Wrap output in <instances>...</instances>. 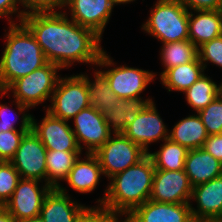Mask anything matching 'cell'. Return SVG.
I'll use <instances>...</instances> for the list:
<instances>
[{"mask_svg":"<svg viewBox=\"0 0 222 222\" xmlns=\"http://www.w3.org/2000/svg\"><path fill=\"white\" fill-rule=\"evenodd\" d=\"M202 148L222 163V133L208 135Z\"/></svg>","mask_w":222,"mask_h":222,"instance_id":"obj_39","label":"cell"},{"mask_svg":"<svg viewBox=\"0 0 222 222\" xmlns=\"http://www.w3.org/2000/svg\"><path fill=\"white\" fill-rule=\"evenodd\" d=\"M133 1H136V0H113V2L116 4V5H121V4H129Z\"/></svg>","mask_w":222,"mask_h":222,"instance_id":"obj_42","label":"cell"},{"mask_svg":"<svg viewBox=\"0 0 222 222\" xmlns=\"http://www.w3.org/2000/svg\"><path fill=\"white\" fill-rule=\"evenodd\" d=\"M12 112V113H11ZM15 112V113H14ZM12 110L6 103H0V132L10 131L17 129L14 127L15 122L18 120L17 112ZM12 114V116H11ZM14 114V116H13ZM16 115V117H15ZM14 117V119H13Z\"/></svg>","mask_w":222,"mask_h":222,"instance_id":"obj_38","label":"cell"},{"mask_svg":"<svg viewBox=\"0 0 222 222\" xmlns=\"http://www.w3.org/2000/svg\"><path fill=\"white\" fill-rule=\"evenodd\" d=\"M0 222H17V221L4 207L0 206Z\"/></svg>","mask_w":222,"mask_h":222,"instance_id":"obj_40","label":"cell"},{"mask_svg":"<svg viewBox=\"0 0 222 222\" xmlns=\"http://www.w3.org/2000/svg\"><path fill=\"white\" fill-rule=\"evenodd\" d=\"M66 0H21L24 16L31 13L62 12ZM62 9L57 11L56 9ZM28 9V10H27Z\"/></svg>","mask_w":222,"mask_h":222,"instance_id":"obj_34","label":"cell"},{"mask_svg":"<svg viewBox=\"0 0 222 222\" xmlns=\"http://www.w3.org/2000/svg\"><path fill=\"white\" fill-rule=\"evenodd\" d=\"M155 167L147 154L142 160L109 178L104 196L96 203L112 214L128 216L150 199Z\"/></svg>","mask_w":222,"mask_h":222,"instance_id":"obj_2","label":"cell"},{"mask_svg":"<svg viewBox=\"0 0 222 222\" xmlns=\"http://www.w3.org/2000/svg\"><path fill=\"white\" fill-rule=\"evenodd\" d=\"M82 151H46L47 178L46 184L51 188H59L60 181H65Z\"/></svg>","mask_w":222,"mask_h":222,"instance_id":"obj_25","label":"cell"},{"mask_svg":"<svg viewBox=\"0 0 222 222\" xmlns=\"http://www.w3.org/2000/svg\"><path fill=\"white\" fill-rule=\"evenodd\" d=\"M191 10H222V0H178Z\"/></svg>","mask_w":222,"mask_h":222,"instance_id":"obj_37","label":"cell"},{"mask_svg":"<svg viewBox=\"0 0 222 222\" xmlns=\"http://www.w3.org/2000/svg\"><path fill=\"white\" fill-rule=\"evenodd\" d=\"M191 200L197 203V209L190 203L194 221L222 220V175L194 186Z\"/></svg>","mask_w":222,"mask_h":222,"instance_id":"obj_17","label":"cell"},{"mask_svg":"<svg viewBox=\"0 0 222 222\" xmlns=\"http://www.w3.org/2000/svg\"><path fill=\"white\" fill-rule=\"evenodd\" d=\"M108 179L142 160L148 153L122 133H114L93 153Z\"/></svg>","mask_w":222,"mask_h":222,"instance_id":"obj_8","label":"cell"},{"mask_svg":"<svg viewBox=\"0 0 222 222\" xmlns=\"http://www.w3.org/2000/svg\"><path fill=\"white\" fill-rule=\"evenodd\" d=\"M122 134L140 145L147 153L150 151V144L160 140L163 142L169 138V130L159 115L154 101L136 116Z\"/></svg>","mask_w":222,"mask_h":222,"instance_id":"obj_13","label":"cell"},{"mask_svg":"<svg viewBox=\"0 0 222 222\" xmlns=\"http://www.w3.org/2000/svg\"><path fill=\"white\" fill-rule=\"evenodd\" d=\"M160 149L156 152H148L155 169L167 171L184 170L188 149L169 138L163 141Z\"/></svg>","mask_w":222,"mask_h":222,"instance_id":"obj_28","label":"cell"},{"mask_svg":"<svg viewBox=\"0 0 222 222\" xmlns=\"http://www.w3.org/2000/svg\"><path fill=\"white\" fill-rule=\"evenodd\" d=\"M189 40L198 48L222 35V10L189 11Z\"/></svg>","mask_w":222,"mask_h":222,"instance_id":"obj_19","label":"cell"},{"mask_svg":"<svg viewBox=\"0 0 222 222\" xmlns=\"http://www.w3.org/2000/svg\"><path fill=\"white\" fill-rule=\"evenodd\" d=\"M141 29L164 43L189 40V10L178 0H157Z\"/></svg>","mask_w":222,"mask_h":222,"instance_id":"obj_4","label":"cell"},{"mask_svg":"<svg viewBox=\"0 0 222 222\" xmlns=\"http://www.w3.org/2000/svg\"><path fill=\"white\" fill-rule=\"evenodd\" d=\"M113 59L103 50L96 66L110 68L100 71L106 76L110 88L121 99L141 97L148 84L154 81L156 73L149 70L129 67L128 65L114 66Z\"/></svg>","mask_w":222,"mask_h":222,"instance_id":"obj_6","label":"cell"},{"mask_svg":"<svg viewBox=\"0 0 222 222\" xmlns=\"http://www.w3.org/2000/svg\"><path fill=\"white\" fill-rule=\"evenodd\" d=\"M193 186L185 170L155 169L150 200L160 203H192Z\"/></svg>","mask_w":222,"mask_h":222,"instance_id":"obj_12","label":"cell"},{"mask_svg":"<svg viewBox=\"0 0 222 222\" xmlns=\"http://www.w3.org/2000/svg\"><path fill=\"white\" fill-rule=\"evenodd\" d=\"M183 93L187 104L198 113L220 94V85L204 73Z\"/></svg>","mask_w":222,"mask_h":222,"instance_id":"obj_30","label":"cell"},{"mask_svg":"<svg viewBox=\"0 0 222 222\" xmlns=\"http://www.w3.org/2000/svg\"><path fill=\"white\" fill-rule=\"evenodd\" d=\"M123 219L125 222H195L190 203H160L150 199Z\"/></svg>","mask_w":222,"mask_h":222,"instance_id":"obj_16","label":"cell"},{"mask_svg":"<svg viewBox=\"0 0 222 222\" xmlns=\"http://www.w3.org/2000/svg\"><path fill=\"white\" fill-rule=\"evenodd\" d=\"M115 5L113 0H66L64 10L68 7L74 22L93 30L102 38Z\"/></svg>","mask_w":222,"mask_h":222,"instance_id":"obj_15","label":"cell"},{"mask_svg":"<svg viewBox=\"0 0 222 222\" xmlns=\"http://www.w3.org/2000/svg\"><path fill=\"white\" fill-rule=\"evenodd\" d=\"M204 70L198 57L192 62L167 69L159 78L168 92H185L204 74Z\"/></svg>","mask_w":222,"mask_h":222,"instance_id":"obj_24","label":"cell"},{"mask_svg":"<svg viewBox=\"0 0 222 222\" xmlns=\"http://www.w3.org/2000/svg\"><path fill=\"white\" fill-rule=\"evenodd\" d=\"M88 208L72 200L62 185L45 196L39 216L43 222H76Z\"/></svg>","mask_w":222,"mask_h":222,"instance_id":"obj_18","label":"cell"},{"mask_svg":"<svg viewBox=\"0 0 222 222\" xmlns=\"http://www.w3.org/2000/svg\"><path fill=\"white\" fill-rule=\"evenodd\" d=\"M72 120L76 142L81 151L86 148L85 153H94L114 134L102 113L90 106L82 109Z\"/></svg>","mask_w":222,"mask_h":222,"instance_id":"obj_11","label":"cell"},{"mask_svg":"<svg viewBox=\"0 0 222 222\" xmlns=\"http://www.w3.org/2000/svg\"><path fill=\"white\" fill-rule=\"evenodd\" d=\"M195 222H222V220L195 221Z\"/></svg>","mask_w":222,"mask_h":222,"instance_id":"obj_43","label":"cell"},{"mask_svg":"<svg viewBox=\"0 0 222 222\" xmlns=\"http://www.w3.org/2000/svg\"><path fill=\"white\" fill-rule=\"evenodd\" d=\"M121 219L123 220L122 217L110 213L101 206H89L76 222H122Z\"/></svg>","mask_w":222,"mask_h":222,"instance_id":"obj_35","label":"cell"},{"mask_svg":"<svg viewBox=\"0 0 222 222\" xmlns=\"http://www.w3.org/2000/svg\"><path fill=\"white\" fill-rule=\"evenodd\" d=\"M185 173L194 187L222 175V163L204 148L191 149L185 160Z\"/></svg>","mask_w":222,"mask_h":222,"instance_id":"obj_21","label":"cell"},{"mask_svg":"<svg viewBox=\"0 0 222 222\" xmlns=\"http://www.w3.org/2000/svg\"><path fill=\"white\" fill-rule=\"evenodd\" d=\"M20 175L11 162L0 161V206L11 199L20 180Z\"/></svg>","mask_w":222,"mask_h":222,"instance_id":"obj_32","label":"cell"},{"mask_svg":"<svg viewBox=\"0 0 222 222\" xmlns=\"http://www.w3.org/2000/svg\"><path fill=\"white\" fill-rule=\"evenodd\" d=\"M46 147L32 129L23 136L15 156L10 161L20 178L36 179L46 183Z\"/></svg>","mask_w":222,"mask_h":222,"instance_id":"obj_9","label":"cell"},{"mask_svg":"<svg viewBox=\"0 0 222 222\" xmlns=\"http://www.w3.org/2000/svg\"><path fill=\"white\" fill-rule=\"evenodd\" d=\"M152 101L151 97L122 99L118 104L111 106V110L102 114L103 119L113 133H123L136 116L143 112Z\"/></svg>","mask_w":222,"mask_h":222,"instance_id":"obj_22","label":"cell"},{"mask_svg":"<svg viewBox=\"0 0 222 222\" xmlns=\"http://www.w3.org/2000/svg\"><path fill=\"white\" fill-rule=\"evenodd\" d=\"M9 26L0 59V91L48 63L34 35L22 22Z\"/></svg>","mask_w":222,"mask_h":222,"instance_id":"obj_3","label":"cell"},{"mask_svg":"<svg viewBox=\"0 0 222 222\" xmlns=\"http://www.w3.org/2000/svg\"><path fill=\"white\" fill-rule=\"evenodd\" d=\"M169 139L188 150L202 148L208 133L198 113L188 115L169 130Z\"/></svg>","mask_w":222,"mask_h":222,"instance_id":"obj_23","label":"cell"},{"mask_svg":"<svg viewBox=\"0 0 222 222\" xmlns=\"http://www.w3.org/2000/svg\"><path fill=\"white\" fill-rule=\"evenodd\" d=\"M87 79L88 96L91 108L97 109L102 114L111 110V106L118 104L122 99L112 91L106 76L100 71H94V79L90 80L88 75L83 74Z\"/></svg>","mask_w":222,"mask_h":222,"instance_id":"obj_26","label":"cell"},{"mask_svg":"<svg viewBox=\"0 0 222 222\" xmlns=\"http://www.w3.org/2000/svg\"><path fill=\"white\" fill-rule=\"evenodd\" d=\"M46 108L53 117L70 121L82 109L90 106L87 79L81 73L59 78Z\"/></svg>","mask_w":222,"mask_h":222,"instance_id":"obj_7","label":"cell"},{"mask_svg":"<svg viewBox=\"0 0 222 222\" xmlns=\"http://www.w3.org/2000/svg\"><path fill=\"white\" fill-rule=\"evenodd\" d=\"M85 155L82 159L79 157L65 180L71 189L82 194L94 191L101 175L104 176L97 157L93 153Z\"/></svg>","mask_w":222,"mask_h":222,"instance_id":"obj_20","label":"cell"},{"mask_svg":"<svg viewBox=\"0 0 222 222\" xmlns=\"http://www.w3.org/2000/svg\"><path fill=\"white\" fill-rule=\"evenodd\" d=\"M220 94L222 95V82H220Z\"/></svg>","mask_w":222,"mask_h":222,"instance_id":"obj_44","label":"cell"},{"mask_svg":"<svg viewBox=\"0 0 222 222\" xmlns=\"http://www.w3.org/2000/svg\"><path fill=\"white\" fill-rule=\"evenodd\" d=\"M13 102H15L16 109L22 116L20 118L21 124L19 130L0 132V161L10 162L13 159L23 136L31 129L32 115L28 113L29 108L19 103L16 99Z\"/></svg>","mask_w":222,"mask_h":222,"instance_id":"obj_27","label":"cell"},{"mask_svg":"<svg viewBox=\"0 0 222 222\" xmlns=\"http://www.w3.org/2000/svg\"><path fill=\"white\" fill-rule=\"evenodd\" d=\"M36 179L21 178L15 188L11 199L4 208L17 222L40 215L45 196L52 189L48 184Z\"/></svg>","mask_w":222,"mask_h":222,"instance_id":"obj_10","label":"cell"},{"mask_svg":"<svg viewBox=\"0 0 222 222\" xmlns=\"http://www.w3.org/2000/svg\"><path fill=\"white\" fill-rule=\"evenodd\" d=\"M160 51L164 70L159 75L169 68L192 62L198 58V47L190 40L164 43Z\"/></svg>","mask_w":222,"mask_h":222,"instance_id":"obj_29","label":"cell"},{"mask_svg":"<svg viewBox=\"0 0 222 222\" xmlns=\"http://www.w3.org/2000/svg\"><path fill=\"white\" fill-rule=\"evenodd\" d=\"M198 57L205 69L208 63L222 68V35L200 46Z\"/></svg>","mask_w":222,"mask_h":222,"instance_id":"obj_33","label":"cell"},{"mask_svg":"<svg viewBox=\"0 0 222 222\" xmlns=\"http://www.w3.org/2000/svg\"><path fill=\"white\" fill-rule=\"evenodd\" d=\"M22 23L34 35L48 62L66 69L74 63H98L104 48L93 30L68 18L67 12L31 13Z\"/></svg>","mask_w":222,"mask_h":222,"instance_id":"obj_1","label":"cell"},{"mask_svg":"<svg viewBox=\"0 0 222 222\" xmlns=\"http://www.w3.org/2000/svg\"><path fill=\"white\" fill-rule=\"evenodd\" d=\"M18 4L21 5V0H0V18H7L9 21L8 25L15 24V21L11 17L14 14V16H17L16 18L19 20V23L23 20L24 12L18 9Z\"/></svg>","mask_w":222,"mask_h":222,"instance_id":"obj_36","label":"cell"},{"mask_svg":"<svg viewBox=\"0 0 222 222\" xmlns=\"http://www.w3.org/2000/svg\"><path fill=\"white\" fill-rule=\"evenodd\" d=\"M21 222H43V220L40 216H36V217H32V218L23 220Z\"/></svg>","mask_w":222,"mask_h":222,"instance_id":"obj_41","label":"cell"},{"mask_svg":"<svg viewBox=\"0 0 222 222\" xmlns=\"http://www.w3.org/2000/svg\"><path fill=\"white\" fill-rule=\"evenodd\" d=\"M45 117L37 122L31 118V129L41 140L47 150L81 151L69 122L53 117L45 111Z\"/></svg>","mask_w":222,"mask_h":222,"instance_id":"obj_14","label":"cell"},{"mask_svg":"<svg viewBox=\"0 0 222 222\" xmlns=\"http://www.w3.org/2000/svg\"><path fill=\"white\" fill-rule=\"evenodd\" d=\"M208 135L222 133V95L219 94L210 104L198 112Z\"/></svg>","mask_w":222,"mask_h":222,"instance_id":"obj_31","label":"cell"},{"mask_svg":"<svg viewBox=\"0 0 222 222\" xmlns=\"http://www.w3.org/2000/svg\"><path fill=\"white\" fill-rule=\"evenodd\" d=\"M56 64L48 62L45 66L32 71L30 74L14 81L5 91H0V97H4L8 92L13 93L22 105L30 108L51 101L52 94L60 78Z\"/></svg>","mask_w":222,"mask_h":222,"instance_id":"obj_5","label":"cell"}]
</instances>
